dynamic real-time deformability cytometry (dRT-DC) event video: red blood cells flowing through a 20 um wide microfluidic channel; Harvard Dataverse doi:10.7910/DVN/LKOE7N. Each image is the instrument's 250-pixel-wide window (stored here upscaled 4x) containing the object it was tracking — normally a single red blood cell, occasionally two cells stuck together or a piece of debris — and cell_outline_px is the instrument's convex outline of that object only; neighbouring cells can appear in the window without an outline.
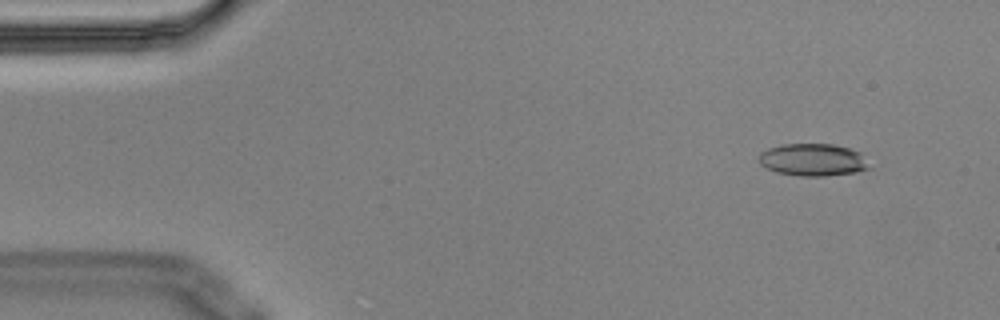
{"species": "Egyptian fruit bat (a non-hibernating species)", "species_latin": "Rousettus aegyptiacus", "temperature_condition": "cold", "stored_images_in_passage": 6, "camera_frame_rate_fps": 3000, "um_per_image_px": 0.085, "animal": {"sex": "male"}, "frame": {"image": 1, "passage_image": 2, "time_ms": 0.333, "image_size_px": [1000, 320], "cell_outline_px": [[872, 168], [856, 172], [824, 176], [800, 176], [776, 172], [760, 164], [756, 160], [760, 152], [768, 148], [780, 144], [832, 144], [848, 148], [860, 152]], "centroid_in_image_um": [69.07, 13.58], "position_along_channel_um": 15.9, "area_um2": 20.98}}